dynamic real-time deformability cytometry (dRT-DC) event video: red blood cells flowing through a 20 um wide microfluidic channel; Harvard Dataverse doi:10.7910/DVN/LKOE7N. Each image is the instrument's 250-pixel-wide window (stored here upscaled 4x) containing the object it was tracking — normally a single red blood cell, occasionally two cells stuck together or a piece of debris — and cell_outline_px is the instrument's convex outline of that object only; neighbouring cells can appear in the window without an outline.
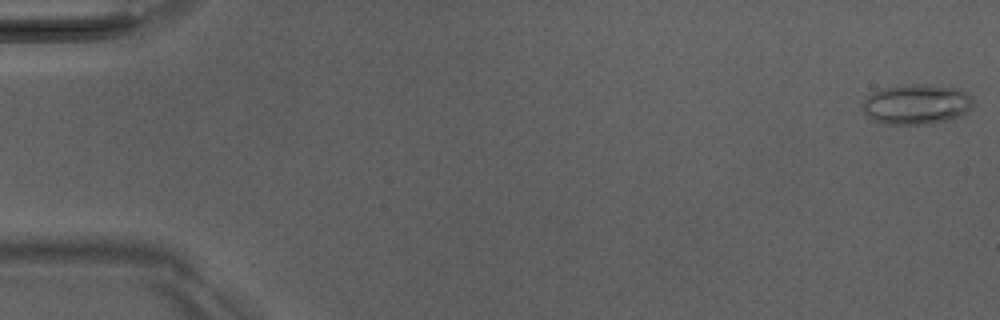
{"species": "Egyptian fruit bat (a non-hibernating species)", "species_latin": "Rousettus aegyptiacus", "temperature_condition": "room temperature", "stored_images_in_passage": 51, "camera_frame_rate_fps": 3000, "um_per_image_px": 0.085, "animal": {"sex": "male"}, "frame": {"image": 1, "passage_image": 1, "time_ms": 0.0, "image_size_px": [1000, 320], "cell_outline_px": [[976, 100], [972, 108], [968, 112], [960, 116], [948, 120], [932, 124], [888, 124], [872, 120], [864, 112], [860, 104], [872, 92], [884, 88], [904, 84], [932, 84], [960, 88], [968, 92]], "centroid_in_image_um": [77.97, 8.85], "position_along_channel_um": 7.0, "area_um2": 26.59}}
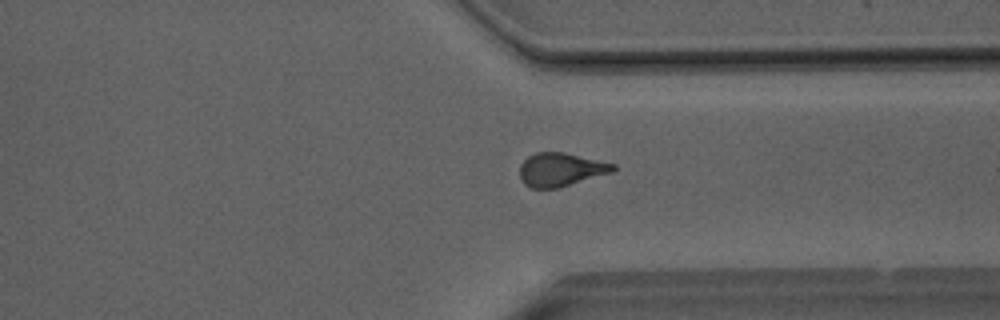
{"frame": {"image": 2, "passage_image": 39, "time_ms": 12.667, "image_size_px": [1000, 320], "cell_outline_px": [[616, 168], [612, 172], [556, 188], [532, 188], [524, 184], [520, 176], [520, 164], [528, 156], [536, 152], [564, 152], [616, 164]], "centroid_in_image_um": [47.65, 14.4], "position_along_channel_um": 363.8, "area_um2": 18.03}}
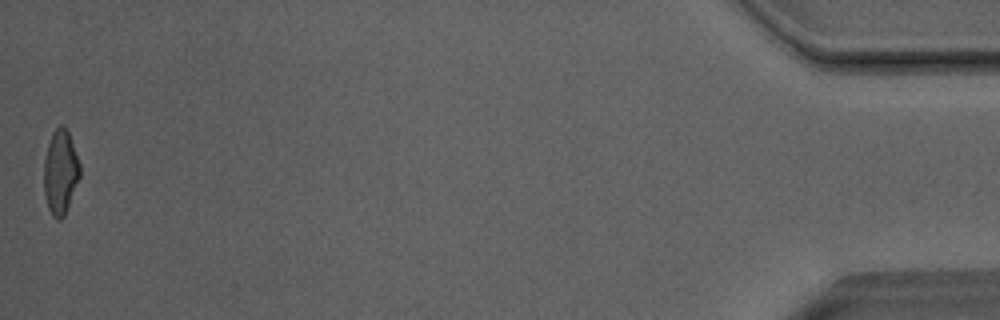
{"frame": {"image": 3, "passage_image": 51, "time_ms": 16.667, "image_size_px": [1000, 320], "cell_outline_px": [[80, 176], [64, 216], [60, 220], [56, 220], [52, 216], [48, 208], [44, 192], [44, 160], [48, 144], [52, 132], [60, 124], [64, 124], [68, 132], [80, 164]], "centroid_in_image_um": [5.13, 14.63], "position_along_channel_um": 430.1, "area_um2": 17.63}, "authors_computed_cell_mechanics": {"area_um2": 18.785, "velocity_mm_per_s": 4.0701, "shape_relaxation_time_tau1_ms": null, "shape_relaxation_time_tau2_ms": 1.8881, "deformation_change_tau1": null, "deformation_change_tau2": 0.1012}}